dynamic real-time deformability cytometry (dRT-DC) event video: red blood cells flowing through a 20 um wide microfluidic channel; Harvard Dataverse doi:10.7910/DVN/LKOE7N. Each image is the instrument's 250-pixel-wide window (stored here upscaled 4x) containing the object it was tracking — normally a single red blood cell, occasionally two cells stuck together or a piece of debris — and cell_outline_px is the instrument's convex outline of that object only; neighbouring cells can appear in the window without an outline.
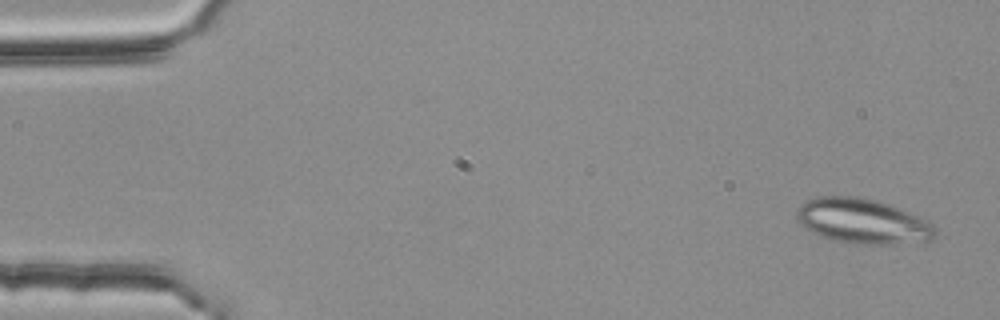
{"species": "common noctule bat (a hibernating species)", "species_latin": "Nyctalus noctula", "temperature_condition": "room temperature", "stored_images_in_passage": 4, "camera_frame_rate_fps": 3000, "um_per_image_px": 0.085, "animal": {"sex": "female", "body_mass_g": 25.1}, "frame": {"image": 1, "passage_image": 1, "time_ms": 0.0, "image_size_px": [1000, 320], "cell_outline_px": [[936, 236], [928, 240], [880, 244], [868, 244], [836, 240], [820, 236], [804, 228], [800, 224], [796, 216], [796, 212], [800, 204], [808, 200], [820, 196], [856, 196], [876, 200], [888, 204], [928, 220], [936, 228]], "centroid_in_image_um": [73.29, 18.78], "position_along_channel_um": 11.7, "area_um2": 35.84}}